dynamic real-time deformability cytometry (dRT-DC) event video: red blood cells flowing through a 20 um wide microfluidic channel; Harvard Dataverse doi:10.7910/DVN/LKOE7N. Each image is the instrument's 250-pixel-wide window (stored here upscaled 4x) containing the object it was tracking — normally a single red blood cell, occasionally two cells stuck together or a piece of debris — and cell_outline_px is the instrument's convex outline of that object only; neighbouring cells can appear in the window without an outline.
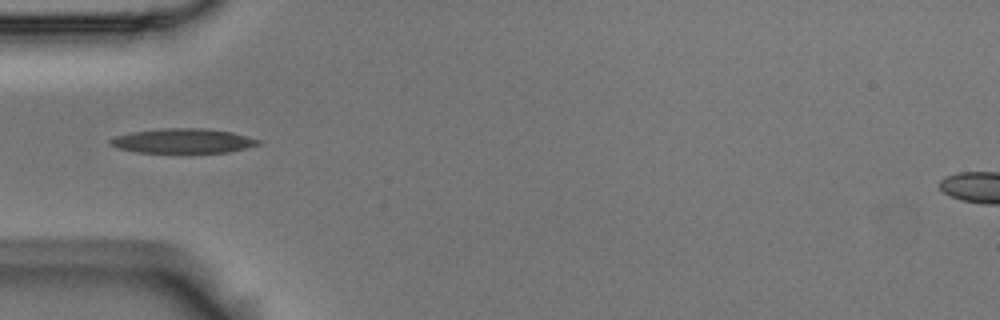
{"species": "Egyptian fruit bat (a non-hibernating species)", "species_latin": "Rousettus aegyptiacus", "temperature_condition": "room temperature", "stored_images_in_passage": 6, "camera_frame_rate_fps": 3000, "um_per_image_px": 0.085, "animal": {"sex": "male"}, "frame": {"image": 1, "passage_image": 2, "time_ms": 0.333, "image_size_px": [1000, 320], "cell_outline_px": [[260, 144], [228, 152], [136, 152], [116, 148], [108, 144], [108, 140], [116, 136], [132, 132], [164, 128], [204, 128], [232, 132], [260, 140]], "centroid_in_image_um": [15.5, 11.97], "position_along_channel_um": 69.5, "area_um2": 21.04}}
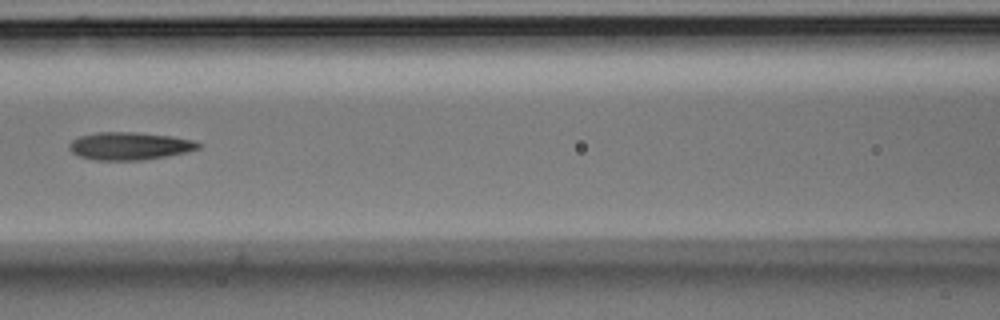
{"frame": {"image": 2, "passage_image": 4, "time_ms": 1.0, "image_size_px": [1000, 320], "cell_outline_px": [[200, 148], [184, 152], [164, 156], [140, 160], [92, 160], [80, 156], [72, 152], [68, 148], [68, 144], [72, 140], [80, 136], [100, 132], [136, 132], [172, 136], [192, 140], [200, 144]], "centroid_in_image_um": [10.97, 12.4], "position_along_channel_um": 155.6, "area_um2": 20.63}}
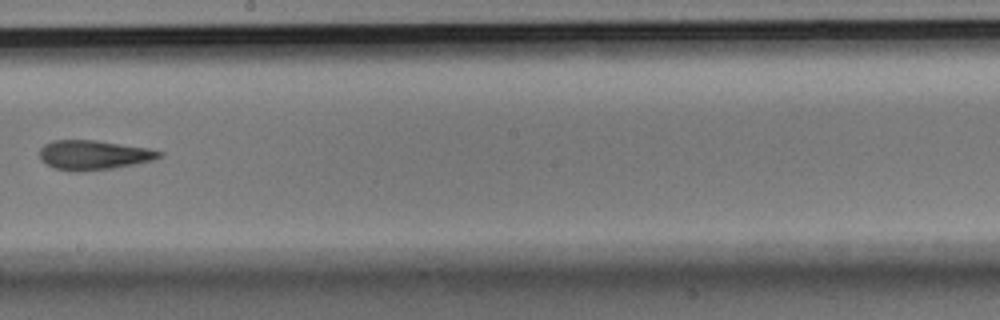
{"frame": {"image": 3, "passage_image": 6, "time_ms": 1.667, "image_size_px": [1000, 320], "cell_outline_px": [[164, 156], [152, 160], [112, 168], [76, 172], [52, 168], [40, 160], [40, 148], [44, 144], [52, 140], [96, 140], [148, 148], [164, 152]], "centroid_in_image_um": [7.93, 13.17], "position_along_channel_um": 240.3, "area_um2": 20.63}}